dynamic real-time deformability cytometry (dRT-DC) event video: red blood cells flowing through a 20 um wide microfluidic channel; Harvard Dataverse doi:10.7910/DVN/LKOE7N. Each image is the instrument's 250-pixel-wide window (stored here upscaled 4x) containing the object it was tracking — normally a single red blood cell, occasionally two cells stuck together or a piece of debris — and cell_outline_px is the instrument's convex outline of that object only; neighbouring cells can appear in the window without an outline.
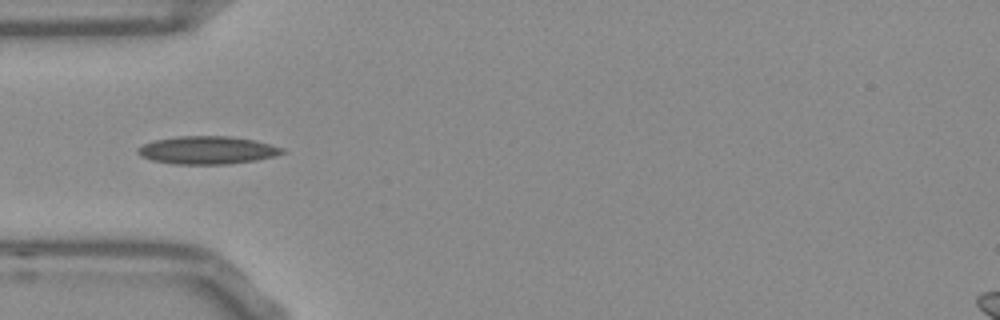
{"species": "Egyptian fruit bat (a non-hibernating species)", "species_latin": "Rousettus aegyptiacus", "temperature_condition": "room temperature", "stored_images_in_passage": 37, "camera_frame_rate_fps": 3000, "um_per_image_px": 0.085, "frame": {"image": 1, "passage_image": 1, "time_ms": 0.0, "image_size_px": [1000, 320], "cell_outline_px": [[284, 152], [272, 156], [256, 160], [228, 164], [172, 164], [152, 160], [140, 156], [136, 152], [136, 148], [144, 144], [156, 140], [176, 136], [228, 136], [252, 140], [284, 148]], "centroid_in_image_um": [17.55, 12.77], "position_along_channel_um": 67.4, "area_um2": 23.29}}
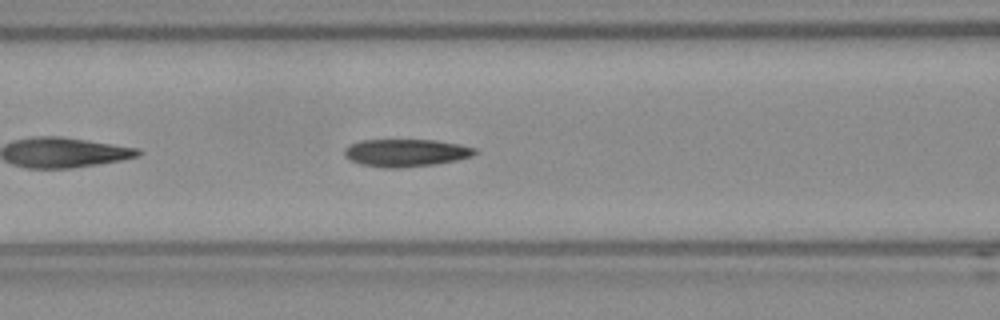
{"frame": {"image": 2, "passage_image": 6, "time_ms": 1.667, "image_size_px": [1000, 320], "cell_outline_px": [[480, 152], [472, 156], [456, 160], [436, 164], [400, 168], [384, 168], [360, 164], [344, 156], [344, 148], [348, 144], [360, 140], [436, 140], [460, 144], [476, 148]], "centroid_in_image_um": [34.51, 12.98], "position_along_channel_um": 132.1, "area_um2": 21.21}}
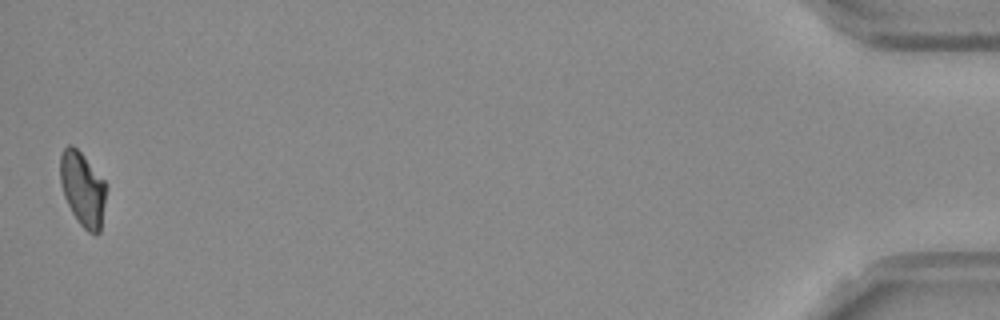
{"frame": {"image": 3, "passage_image": 37, "time_ms": 12.0, "image_size_px": [1000, 320], "cell_outline_px": [[104, 200], [100, 232], [96, 236], [88, 232], [80, 224], [72, 212], [64, 196], [60, 180], [60, 156], [64, 148], [68, 144], [72, 144], [84, 156], [104, 180]], "centroid_in_image_um": [7.0, 16.06], "position_along_channel_um": 428.2, "area_um2": 19.48}, "authors_computed_cell_mechanics": {"area_um2": 20.4612, "velocity_mm_per_s": 3.8247, "shape_relaxation_time_tau1_ms": 11.1504, "shape_relaxation_time_tau2_ms": 2.4132, "deformation_change_tau1": 0.2591, "deformation_change_tau2": 0.0734}}